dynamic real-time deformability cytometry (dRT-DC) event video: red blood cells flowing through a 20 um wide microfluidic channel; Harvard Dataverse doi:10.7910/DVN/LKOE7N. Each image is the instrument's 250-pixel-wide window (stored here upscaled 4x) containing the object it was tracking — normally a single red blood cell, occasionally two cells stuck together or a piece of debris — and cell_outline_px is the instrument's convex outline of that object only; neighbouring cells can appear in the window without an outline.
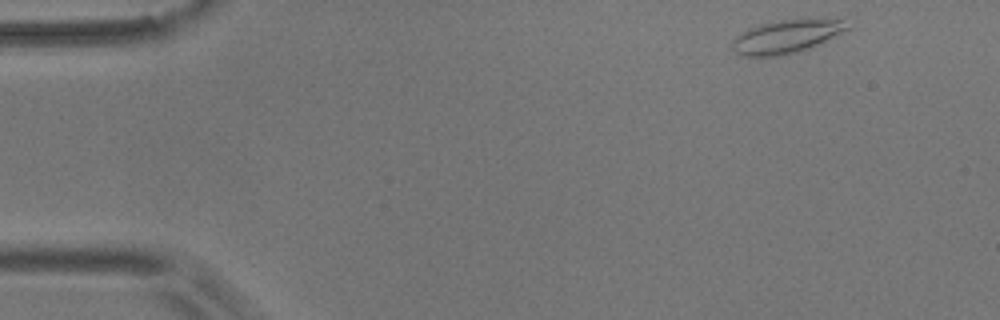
{"species": "common noctule bat (a hibernating species)", "species_latin": "Nyctalus noctula", "temperature_condition": "room temperature", "stored_images_in_passage": 25, "camera_frame_rate_fps": 3000, "um_per_image_px": 0.085, "animal": {"sex": "male", "body_mass_g": 17.9}, "frame": {"image": 1, "passage_image": 2, "time_ms": 0.333, "image_size_px": [1000, 320], "cell_outline_px": [[852, 28], [812, 48], [780, 56], [740, 56], [732, 48], [732, 40], [736, 36], [748, 28], [780, 20], [840, 20]], "centroid_in_image_um": [66.82, 3.14], "position_along_channel_um": 18.2, "area_um2": 22.02}}